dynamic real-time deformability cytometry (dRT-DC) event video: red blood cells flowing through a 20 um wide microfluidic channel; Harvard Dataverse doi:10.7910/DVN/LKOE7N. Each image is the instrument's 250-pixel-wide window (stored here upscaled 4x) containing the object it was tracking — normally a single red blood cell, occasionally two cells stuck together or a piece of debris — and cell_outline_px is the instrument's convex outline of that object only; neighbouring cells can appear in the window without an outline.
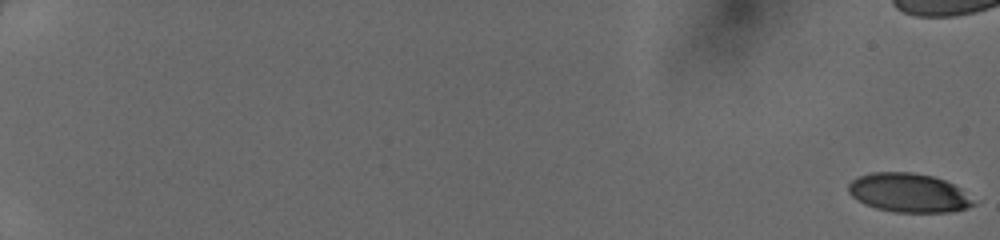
{"species": "human", "species_latin": "Homo sapiens", "temperature_condition": "cold", "stored_images_in_passage": 16, "camera_frame_rate_fps": 3000, "um_per_image_px": 0.085, "donor": {"sex": "female"}, "frame": {"image": 1, "passage_image": 1, "time_ms": 0.0, "image_size_px": [1000, 240], "cell_outline_px": [[976, 204], [968, 208], [948, 212], [892, 212], [876, 208], [864, 204], [856, 200], [848, 192], [848, 184], [852, 180], [860, 176], [872, 172], [912, 172], [932, 176], [944, 180], [960, 188]], "centroid_in_image_um": [77.2, 16.39], "position_along_channel_um": 7.8, "area_um2": 28.32}}
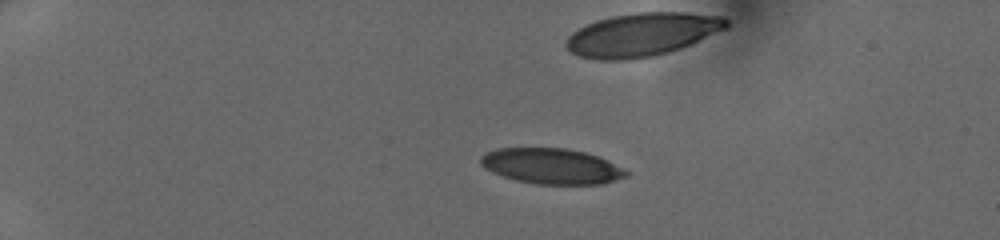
{"frame": {"image": 2, "passage_image": 8, "time_ms": 2.333, "image_size_px": [1000, 240], "cell_outline_px": [[632, 172], [628, 176], [600, 184], [536, 184], [516, 180], [492, 172], [484, 168], [480, 164], [480, 156], [484, 152], [496, 148], [568, 148], [600, 156]], "centroid_in_image_um": [46.89, 14.11], "position_along_channel_um": 38.1, "area_um2": 30.46}}
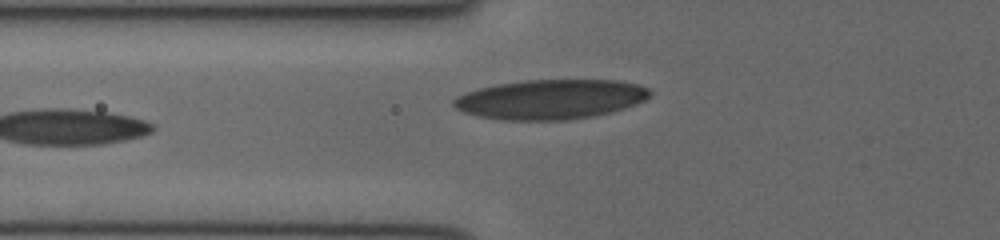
{"frame": {"image": 3, "passage_image": 16, "time_ms": 5.0, "image_size_px": [1000, 240], "cell_outline_px": [[652, 96], [636, 104], [624, 108], [592, 116], [564, 120], [504, 120], [476, 116], [464, 112], [456, 108], [452, 104], [452, 100], [456, 96], [464, 92], [480, 88], [500, 84], [524, 80], [620, 80], [636, 84], [648, 88], [652, 92]], "centroid_in_image_um": [46.79, 8.44], "position_along_channel_um": 79.0, "area_um2": 45.37}}